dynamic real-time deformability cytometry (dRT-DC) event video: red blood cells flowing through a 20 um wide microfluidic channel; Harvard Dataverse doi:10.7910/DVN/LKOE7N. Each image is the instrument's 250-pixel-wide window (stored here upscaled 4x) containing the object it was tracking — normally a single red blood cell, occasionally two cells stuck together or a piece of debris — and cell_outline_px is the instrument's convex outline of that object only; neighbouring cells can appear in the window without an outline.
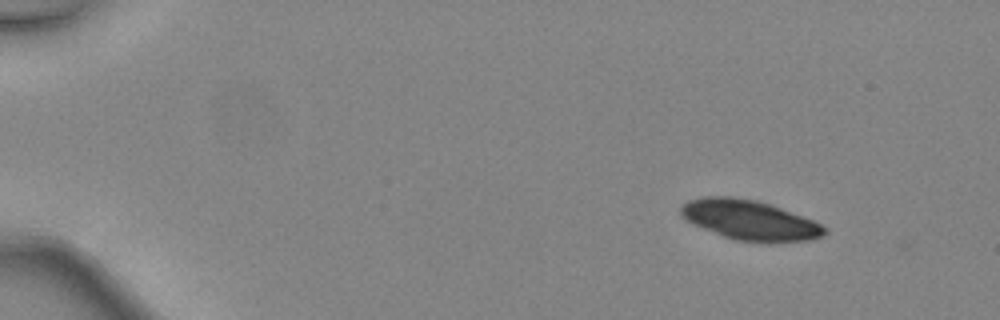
{"species": "common noctule bat (a hibernating species)", "species_latin": "Nyctalus noctula", "temperature_condition": "warm", "stored_images_in_passage": 28, "camera_frame_rate_fps": 3000, "um_per_image_px": 0.085, "animal": {"sex": "female", "body_mass_g": 24.6, "forearm_length_mm": 56.2}, "frame": {"image": 1, "passage_image": 1, "time_ms": 0.0, "image_size_px": [1000, 320], "cell_outline_px": [[828, 232], [824, 236], [812, 240], [736, 240], [724, 236], [692, 224], [680, 216], [680, 204], [688, 200], [704, 196], [732, 196], [756, 200], [772, 204], [812, 220], [828, 228]], "centroid_in_image_um": [63.68, 18.66], "position_along_channel_um": 21.3, "area_um2": 33.0}}